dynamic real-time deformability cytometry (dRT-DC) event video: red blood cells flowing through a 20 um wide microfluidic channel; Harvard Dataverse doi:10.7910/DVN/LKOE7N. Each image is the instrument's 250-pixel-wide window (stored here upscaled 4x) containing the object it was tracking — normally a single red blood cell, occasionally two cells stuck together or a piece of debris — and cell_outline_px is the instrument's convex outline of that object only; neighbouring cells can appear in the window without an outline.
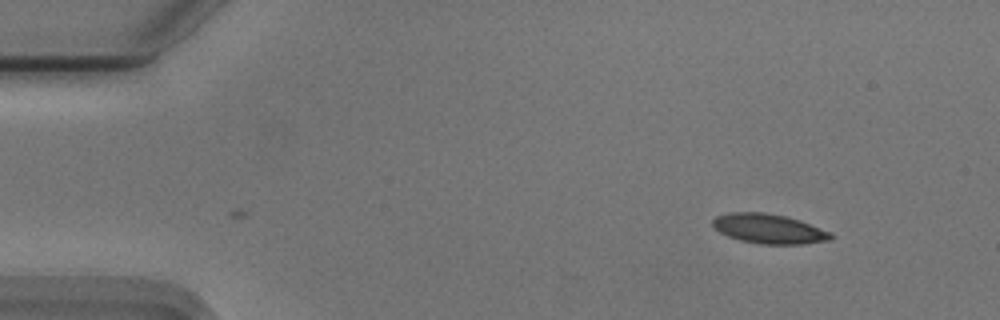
{"species": "Egyptian fruit bat (a non-hibernating species)", "species_latin": "Rousettus aegyptiacus", "temperature_condition": "cold", "stored_images_in_passage": 50, "camera_frame_rate_fps": 3000, "um_per_image_px": 0.085, "animal": {"sex": "male"}, "frame": {"image": 1, "passage_image": 1, "time_ms": 0.0, "image_size_px": [1000, 320], "cell_outline_px": [[832, 240], [804, 244], [760, 244], [740, 240], [728, 236], [720, 232], [712, 224], [712, 220], [716, 216], [732, 212], [764, 212], [788, 216], [800, 220], [832, 232]], "centroid_in_image_um": [65.39, 19.44], "position_along_channel_um": 19.6, "area_um2": 20.52}}
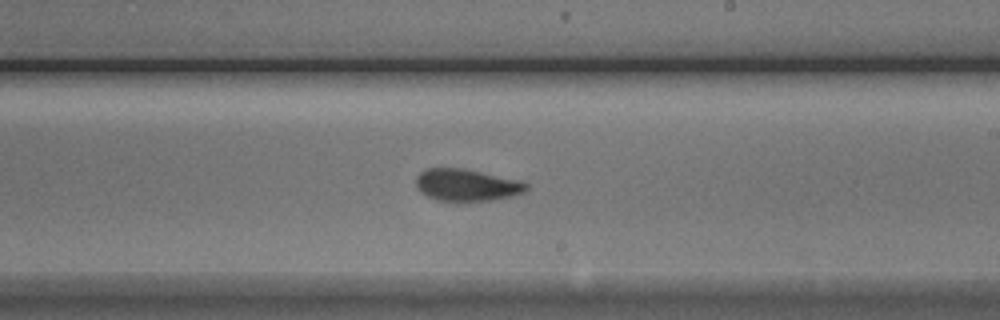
{"frame": {"image": 2, "passage_image": 27, "time_ms": 8.667, "image_size_px": [1000, 320], "cell_outline_px": [[528, 188], [524, 192], [512, 196], [492, 200], [460, 204], [456, 204], [436, 200], [420, 192], [416, 188], [416, 176], [420, 172], [428, 168], [464, 168], [520, 180], [528, 184]], "centroid_in_image_um": [39.65, 15.77], "position_along_channel_um": 249.4, "area_um2": 21.39}}
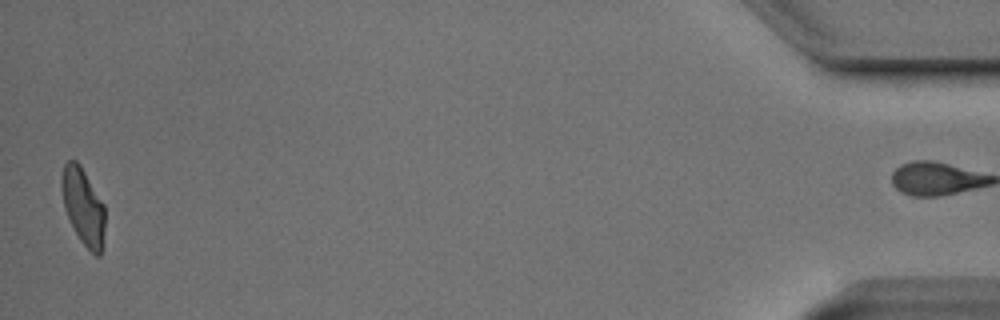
{"frame": {"image": 3, "passage_image": 49, "time_ms": 16.0, "image_size_px": [1000, 320], "cell_outline_px": [[104, 248], [100, 256], [96, 256], [80, 240], [64, 208], [60, 188], [60, 176], [64, 164], [68, 160], [76, 160], [80, 164], [104, 204]], "centroid_in_image_um": [7.06, 17.53], "position_along_channel_um": 428.1, "area_um2": 19.54}, "authors_computed_cell_mechanics": {"area_um2": 20.4612, "velocity_mm_per_s": 3.7203, "shape_relaxation_time_tau1_ms": 7.2135, "shape_relaxation_time_tau2_ms": 2.1463, "deformation_change_tau1": 0.1732, "deformation_change_tau2": 0.0809}}